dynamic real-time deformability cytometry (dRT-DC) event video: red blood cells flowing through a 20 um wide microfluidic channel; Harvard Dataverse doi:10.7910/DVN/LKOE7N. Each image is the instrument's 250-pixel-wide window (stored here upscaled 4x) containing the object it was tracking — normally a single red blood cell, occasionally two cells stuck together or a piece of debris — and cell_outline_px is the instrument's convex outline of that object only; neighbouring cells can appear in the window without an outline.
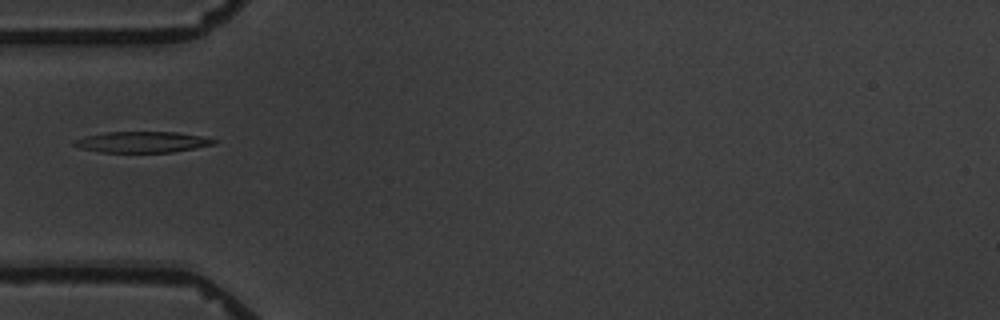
{"species": "common noctule bat (a hibernating species)", "species_latin": "Nyctalus noctula", "temperature_condition": "warm", "stored_images_in_passage": 9, "camera_frame_rate_fps": 3000, "um_per_image_px": 0.085, "animal": {"sex": "male", "body_mass_g": 19.5, "forearm_length_mm": 54.6}, "frame": {"image": 1, "passage_image": 1, "time_ms": 0.0, "image_size_px": [1000, 320], "cell_outline_px": [[220, 140], [216, 144], [172, 152], [100, 152], [80, 148], [72, 144], [72, 140], [84, 136], [108, 132], [176, 132], [200, 136]], "centroid_in_image_um": [12.07, 12.07], "position_along_channel_um": 72.9, "area_um2": 17.11}}
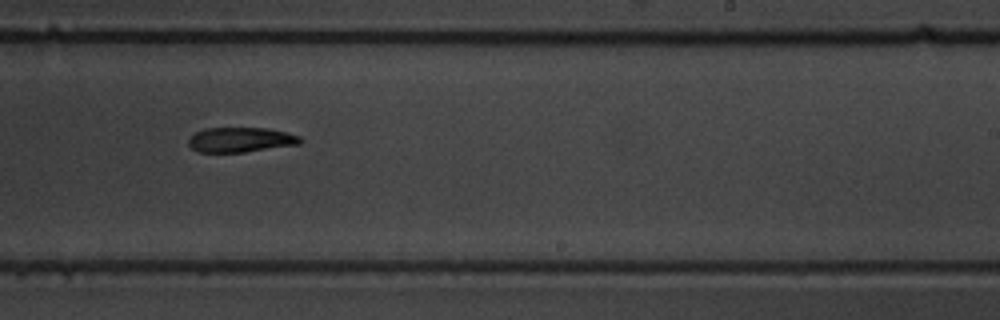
{"frame": {"image": 2, "passage_image": 6, "time_ms": 5.667, "image_size_px": [1000, 320], "cell_outline_px": [[304, 140], [300, 144], [244, 152], [196, 152], [188, 144], [188, 140], [196, 132], [204, 128], [268, 128], [300, 136]], "centroid_in_image_um": [20.46, 11.88], "position_along_channel_um": 268.5, "area_um2": 16.18}}
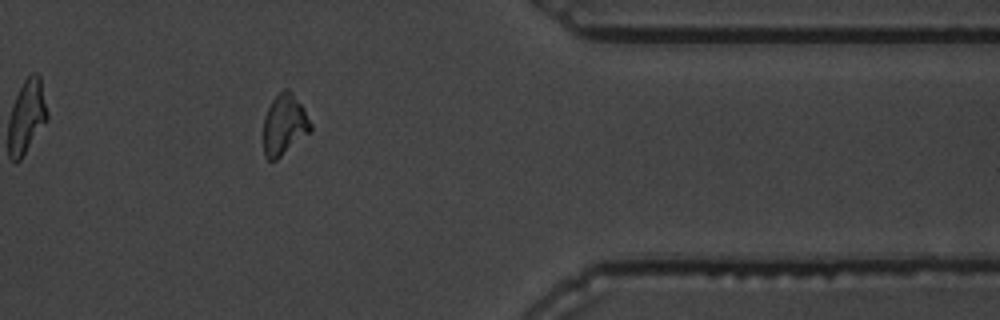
{"frame": {"image": 3, "passage_image": 9, "time_ms": 9.667, "image_size_px": [1000, 320], "cell_outline_px": [[312, 128], [308, 132], [276, 160], [268, 160], [264, 156], [264, 116], [272, 100], [284, 88], [288, 88], [292, 92], [304, 108], [312, 124]], "centroid_in_image_um": [24.15, 10.58], "position_along_channel_um": 387.2, "area_um2": 16.42}}